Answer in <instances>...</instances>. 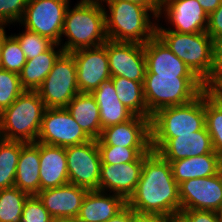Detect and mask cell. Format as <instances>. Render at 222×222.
<instances>
[{"label":"cell","instance_id":"obj_1","mask_svg":"<svg viewBox=\"0 0 222 222\" xmlns=\"http://www.w3.org/2000/svg\"><path fill=\"white\" fill-rule=\"evenodd\" d=\"M127 206L138 214L179 215V185L173 177L170 162L158 152L151 150L144 154L140 179Z\"/></svg>","mask_w":222,"mask_h":222},{"label":"cell","instance_id":"obj_2","mask_svg":"<svg viewBox=\"0 0 222 222\" xmlns=\"http://www.w3.org/2000/svg\"><path fill=\"white\" fill-rule=\"evenodd\" d=\"M105 10L97 0H82L67 8L62 34L68 37L64 52L103 45L107 40Z\"/></svg>","mask_w":222,"mask_h":222},{"label":"cell","instance_id":"obj_3","mask_svg":"<svg viewBox=\"0 0 222 222\" xmlns=\"http://www.w3.org/2000/svg\"><path fill=\"white\" fill-rule=\"evenodd\" d=\"M46 107L37 91L24 90L0 113V138L34 143Z\"/></svg>","mask_w":222,"mask_h":222},{"label":"cell","instance_id":"obj_4","mask_svg":"<svg viewBox=\"0 0 222 222\" xmlns=\"http://www.w3.org/2000/svg\"><path fill=\"white\" fill-rule=\"evenodd\" d=\"M143 89L147 110L152 116L159 109L192 102L207 85L198 77L145 73Z\"/></svg>","mask_w":222,"mask_h":222},{"label":"cell","instance_id":"obj_5","mask_svg":"<svg viewBox=\"0 0 222 222\" xmlns=\"http://www.w3.org/2000/svg\"><path fill=\"white\" fill-rule=\"evenodd\" d=\"M156 35L206 85L213 80L212 38L207 32L185 34L156 26Z\"/></svg>","mask_w":222,"mask_h":222},{"label":"cell","instance_id":"obj_6","mask_svg":"<svg viewBox=\"0 0 222 222\" xmlns=\"http://www.w3.org/2000/svg\"><path fill=\"white\" fill-rule=\"evenodd\" d=\"M106 2L111 13L105 14L108 40L144 45L156 35V25L150 24V9L127 1Z\"/></svg>","mask_w":222,"mask_h":222},{"label":"cell","instance_id":"obj_7","mask_svg":"<svg viewBox=\"0 0 222 222\" xmlns=\"http://www.w3.org/2000/svg\"><path fill=\"white\" fill-rule=\"evenodd\" d=\"M206 126L205 91L192 102L159 109L151 118V138H176Z\"/></svg>","mask_w":222,"mask_h":222},{"label":"cell","instance_id":"obj_8","mask_svg":"<svg viewBox=\"0 0 222 222\" xmlns=\"http://www.w3.org/2000/svg\"><path fill=\"white\" fill-rule=\"evenodd\" d=\"M46 108H66L80 93L77 86L76 63L72 53L63 52L50 73L36 90Z\"/></svg>","mask_w":222,"mask_h":222},{"label":"cell","instance_id":"obj_9","mask_svg":"<svg viewBox=\"0 0 222 222\" xmlns=\"http://www.w3.org/2000/svg\"><path fill=\"white\" fill-rule=\"evenodd\" d=\"M69 0H28L21 21L29 31L59 44Z\"/></svg>","mask_w":222,"mask_h":222},{"label":"cell","instance_id":"obj_10","mask_svg":"<svg viewBox=\"0 0 222 222\" xmlns=\"http://www.w3.org/2000/svg\"><path fill=\"white\" fill-rule=\"evenodd\" d=\"M65 152L69 183L88 191L99 190L102 162L97 140L65 147Z\"/></svg>","mask_w":222,"mask_h":222},{"label":"cell","instance_id":"obj_11","mask_svg":"<svg viewBox=\"0 0 222 222\" xmlns=\"http://www.w3.org/2000/svg\"><path fill=\"white\" fill-rule=\"evenodd\" d=\"M91 140L66 108H46L37 142L68 147Z\"/></svg>","mask_w":222,"mask_h":222},{"label":"cell","instance_id":"obj_12","mask_svg":"<svg viewBox=\"0 0 222 222\" xmlns=\"http://www.w3.org/2000/svg\"><path fill=\"white\" fill-rule=\"evenodd\" d=\"M111 77H125L144 83L146 59L143 44L106 41Z\"/></svg>","mask_w":222,"mask_h":222},{"label":"cell","instance_id":"obj_13","mask_svg":"<svg viewBox=\"0 0 222 222\" xmlns=\"http://www.w3.org/2000/svg\"><path fill=\"white\" fill-rule=\"evenodd\" d=\"M76 63L80 93H92L111 77L106 42L103 45L72 52Z\"/></svg>","mask_w":222,"mask_h":222},{"label":"cell","instance_id":"obj_14","mask_svg":"<svg viewBox=\"0 0 222 222\" xmlns=\"http://www.w3.org/2000/svg\"><path fill=\"white\" fill-rule=\"evenodd\" d=\"M181 210L216 211L222 204V171L204 178L188 179L179 184Z\"/></svg>","mask_w":222,"mask_h":222},{"label":"cell","instance_id":"obj_15","mask_svg":"<svg viewBox=\"0 0 222 222\" xmlns=\"http://www.w3.org/2000/svg\"><path fill=\"white\" fill-rule=\"evenodd\" d=\"M151 149L167 161L216 153L206 126L193 134L179 135L176 138H151Z\"/></svg>","mask_w":222,"mask_h":222},{"label":"cell","instance_id":"obj_16","mask_svg":"<svg viewBox=\"0 0 222 222\" xmlns=\"http://www.w3.org/2000/svg\"><path fill=\"white\" fill-rule=\"evenodd\" d=\"M97 145L151 147V119L135 115L127 122L104 128Z\"/></svg>","mask_w":222,"mask_h":222},{"label":"cell","instance_id":"obj_17","mask_svg":"<svg viewBox=\"0 0 222 222\" xmlns=\"http://www.w3.org/2000/svg\"><path fill=\"white\" fill-rule=\"evenodd\" d=\"M143 162L144 154H141L134 162L101 164L99 191L109 188L127 201L138 184Z\"/></svg>","mask_w":222,"mask_h":222},{"label":"cell","instance_id":"obj_18","mask_svg":"<svg viewBox=\"0 0 222 222\" xmlns=\"http://www.w3.org/2000/svg\"><path fill=\"white\" fill-rule=\"evenodd\" d=\"M87 192L86 188L68 183L41 190L37 196L53 219L76 218Z\"/></svg>","mask_w":222,"mask_h":222},{"label":"cell","instance_id":"obj_19","mask_svg":"<svg viewBox=\"0 0 222 222\" xmlns=\"http://www.w3.org/2000/svg\"><path fill=\"white\" fill-rule=\"evenodd\" d=\"M162 7L176 28L171 31L185 34L206 32L208 14L197 0H163Z\"/></svg>","mask_w":222,"mask_h":222},{"label":"cell","instance_id":"obj_20","mask_svg":"<svg viewBox=\"0 0 222 222\" xmlns=\"http://www.w3.org/2000/svg\"><path fill=\"white\" fill-rule=\"evenodd\" d=\"M143 47L146 59L145 73L197 77L157 35L145 43Z\"/></svg>","mask_w":222,"mask_h":222},{"label":"cell","instance_id":"obj_21","mask_svg":"<svg viewBox=\"0 0 222 222\" xmlns=\"http://www.w3.org/2000/svg\"><path fill=\"white\" fill-rule=\"evenodd\" d=\"M40 191L69 183L65 147L39 142Z\"/></svg>","mask_w":222,"mask_h":222},{"label":"cell","instance_id":"obj_22","mask_svg":"<svg viewBox=\"0 0 222 222\" xmlns=\"http://www.w3.org/2000/svg\"><path fill=\"white\" fill-rule=\"evenodd\" d=\"M104 195L99 190L88 191L77 218L81 222H107L127 206V201L119 195Z\"/></svg>","mask_w":222,"mask_h":222},{"label":"cell","instance_id":"obj_23","mask_svg":"<svg viewBox=\"0 0 222 222\" xmlns=\"http://www.w3.org/2000/svg\"><path fill=\"white\" fill-rule=\"evenodd\" d=\"M91 94L99 107L102 129L127 122L135 116L119 101L112 77L101 83Z\"/></svg>","mask_w":222,"mask_h":222},{"label":"cell","instance_id":"obj_24","mask_svg":"<svg viewBox=\"0 0 222 222\" xmlns=\"http://www.w3.org/2000/svg\"><path fill=\"white\" fill-rule=\"evenodd\" d=\"M14 186L28 195H37L40 191V154L39 142L21 141V153L15 175Z\"/></svg>","mask_w":222,"mask_h":222},{"label":"cell","instance_id":"obj_25","mask_svg":"<svg viewBox=\"0 0 222 222\" xmlns=\"http://www.w3.org/2000/svg\"><path fill=\"white\" fill-rule=\"evenodd\" d=\"M169 162L178 185L188 179L210 177L222 171V158L216 153Z\"/></svg>","mask_w":222,"mask_h":222},{"label":"cell","instance_id":"obj_26","mask_svg":"<svg viewBox=\"0 0 222 222\" xmlns=\"http://www.w3.org/2000/svg\"><path fill=\"white\" fill-rule=\"evenodd\" d=\"M66 109L90 139L97 140L100 137V111L91 93H78Z\"/></svg>","mask_w":222,"mask_h":222},{"label":"cell","instance_id":"obj_27","mask_svg":"<svg viewBox=\"0 0 222 222\" xmlns=\"http://www.w3.org/2000/svg\"><path fill=\"white\" fill-rule=\"evenodd\" d=\"M56 45L59 44L54 43L46 52L27 60L19 73L20 83L24 90L36 91L41 86L58 57L64 52L63 48L55 51Z\"/></svg>","mask_w":222,"mask_h":222},{"label":"cell","instance_id":"obj_28","mask_svg":"<svg viewBox=\"0 0 222 222\" xmlns=\"http://www.w3.org/2000/svg\"><path fill=\"white\" fill-rule=\"evenodd\" d=\"M119 101L135 115L151 119L144 98L143 83L125 77H112Z\"/></svg>","mask_w":222,"mask_h":222},{"label":"cell","instance_id":"obj_29","mask_svg":"<svg viewBox=\"0 0 222 222\" xmlns=\"http://www.w3.org/2000/svg\"><path fill=\"white\" fill-rule=\"evenodd\" d=\"M21 141L0 138V189L14 186Z\"/></svg>","mask_w":222,"mask_h":222},{"label":"cell","instance_id":"obj_30","mask_svg":"<svg viewBox=\"0 0 222 222\" xmlns=\"http://www.w3.org/2000/svg\"><path fill=\"white\" fill-rule=\"evenodd\" d=\"M205 121L213 149L222 158V103L205 90Z\"/></svg>","mask_w":222,"mask_h":222},{"label":"cell","instance_id":"obj_31","mask_svg":"<svg viewBox=\"0 0 222 222\" xmlns=\"http://www.w3.org/2000/svg\"><path fill=\"white\" fill-rule=\"evenodd\" d=\"M26 192L13 186L0 189V222H21Z\"/></svg>","mask_w":222,"mask_h":222},{"label":"cell","instance_id":"obj_32","mask_svg":"<svg viewBox=\"0 0 222 222\" xmlns=\"http://www.w3.org/2000/svg\"><path fill=\"white\" fill-rule=\"evenodd\" d=\"M27 62L18 40L14 36H6L2 46L1 68L19 74Z\"/></svg>","mask_w":222,"mask_h":222},{"label":"cell","instance_id":"obj_33","mask_svg":"<svg viewBox=\"0 0 222 222\" xmlns=\"http://www.w3.org/2000/svg\"><path fill=\"white\" fill-rule=\"evenodd\" d=\"M101 164H121L134 162L141 154H147L151 147L98 146Z\"/></svg>","mask_w":222,"mask_h":222},{"label":"cell","instance_id":"obj_34","mask_svg":"<svg viewBox=\"0 0 222 222\" xmlns=\"http://www.w3.org/2000/svg\"><path fill=\"white\" fill-rule=\"evenodd\" d=\"M24 91L19 74L0 69V113Z\"/></svg>","mask_w":222,"mask_h":222},{"label":"cell","instance_id":"obj_35","mask_svg":"<svg viewBox=\"0 0 222 222\" xmlns=\"http://www.w3.org/2000/svg\"><path fill=\"white\" fill-rule=\"evenodd\" d=\"M14 37L18 40L26 59L30 60L46 52L54 42L48 37L39 35L38 33L26 31L23 34Z\"/></svg>","mask_w":222,"mask_h":222},{"label":"cell","instance_id":"obj_36","mask_svg":"<svg viewBox=\"0 0 222 222\" xmlns=\"http://www.w3.org/2000/svg\"><path fill=\"white\" fill-rule=\"evenodd\" d=\"M21 222H53V218L38 196L31 195L24 203Z\"/></svg>","mask_w":222,"mask_h":222},{"label":"cell","instance_id":"obj_37","mask_svg":"<svg viewBox=\"0 0 222 222\" xmlns=\"http://www.w3.org/2000/svg\"><path fill=\"white\" fill-rule=\"evenodd\" d=\"M28 0H0V26L12 21H20L26 10Z\"/></svg>","mask_w":222,"mask_h":222},{"label":"cell","instance_id":"obj_38","mask_svg":"<svg viewBox=\"0 0 222 222\" xmlns=\"http://www.w3.org/2000/svg\"><path fill=\"white\" fill-rule=\"evenodd\" d=\"M179 216L185 222H218L215 211L211 210H181Z\"/></svg>","mask_w":222,"mask_h":222},{"label":"cell","instance_id":"obj_39","mask_svg":"<svg viewBox=\"0 0 222 222\" xmlns=\"http://www.w3.org/2000/svg\"><path fill=\"white\" fill-rule=\"evenodd\" d=\"M206 32L211 38L222 35V3L215 11L208 15Z\"/></svg>","mask_w":222,"mask_h":222},{"label":"cell","instance_id":"obj_40","mask_svg":"<svg viewBox=\"0 0 222 222\" xmlns=\"http://www.w3.org/2000/svg\"><path fill=\"white\" fill-rule=\"evenodd\" d=\"M213 79L222 74V35L212 37Z\"/></svg>","mask_w":222,"mask_h":222},{"label":"cell","instance_id":"obj_41","mask_svg":"<svg viewBox=\"0 0 222 222\" xmlns=\"http://www.w3.org/2000/svg\"><path fill=\"white\" fill-rule=\"evenodd\" d=\"M105 1H127L135 4H140L151 10L154 17H159L162 12L163 0H104Z\"/></svg>","mask_w":222,"mask_h":222},{"label":"cell","instance_id":"obj_42","mask_svg":"<svg viewBox=\"0 0 222 222\" xmlns=\"http://www.w3.org/2000/svg\"><path fill=\"white\" fill-rule=\"evenodd\" d=\"M207 89L210 93L222 103V74H218L207 85Z\"/></svg>","mask_w":222,"mask_h":222},{"label":"cell","instance_id":"obj_43","mask_svg":"<svg viewBox=\"0 0 222 222\" xmlns=\"http://www.w3.org/2000/svg\"><path fill=\"white\" fill-rule=\"evenodd\" d=\"M133 222H170V216L138 214L134 211Z\"/></svg>","mask_w":222,"mask_h":222},{"label":"cell","instance_id":"obj_44","mask_svg":"<svg viewBox=\"0 0 222 222\" xmlns=\"http://www.w3.org/2000/svg\"><path fill=\"white\" fill-rule=\"evenodd\" d=\"M133 220L134 210H132L129 206H126L121 212L110 218L107 222H133Z\"/></svg>","mask_w":222,"mask_h":222},{"label":"cell","instance_id":"obj_45","mask_svg":"<svg viewBox=\"0 0 222 222\" xmlns=\"http://www.w3.org/2000/svg\"><path fill=\"white\" fill-rule=\"evenodd\" d=\"M202 8L209 15L213 11H215L222 3V0H197Z\"/></svg>","mask_w":222,"mask_h":222},{"label":"cell","instance_id":"obj_46","mask_svg":"<svg viewBox=\"0 0 222 222\" xmlns=\"http://www.w3.org/2000/svg\"><path fill=\"white\" fill-rule=\"evenodd\" d=\"M4 41V27L0 26V69L1 68V56H2V46Z\"/></svg>","mask_w":222,"mask_h":222},{"label":"cell","instance_id":"obj_47","mask_svg":"<svg viewBox=\"0 0 222 222\" xmlns=\"http://www.w3.org/2000/svg\"><path fill=\"white\" fill-rule=\"evenodd\" d=\"M53 222H81V221L76 217V218L53 219Z\"/></svg>","mask_w":222,"mask_h":222},{"label":"cell","instance_id":"obj_48","mask_svg":"<svg viewBox=\"0 0 222 222\" xmlns=\"http://www.w3.org/2000/svg\"><path fill=\"white\" fill-rule=\"evenodd\" d=\"M218 222H222V204L219 206V208L215 211Z\"/></svg>","mask_w":222,"mask_h":222},{"label":"cell","instance_id":"obj_49","mask_svg":"<svg viewBox=\"0 0 222 222\" xmlns=\"http://www.w3.org/2000/svg\"><path fill=\"white\" fill-rule=\"evenodd\" d=\"M170 222H185L179 215L170 217Z\"/></svg>","mask_w":222,"mask_h":222}]
</instances>
